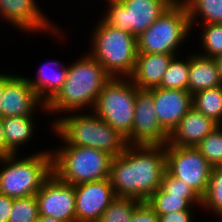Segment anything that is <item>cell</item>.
I'll use <instances>...</instances> for the list:
<instances>
[{
	"label": "cell",
	"instance_id": "cell-34",
	"mask_svg": "<svg viewBox=\"0 0 222 222\" xmlns=\"http://www.w3.org/2000/svg\"><path fill=\"white\" fill-rule=\"evenodd\" d=\"M14 198L6 196L0 193V222H8L11 212Z\"/></svg>",
	"mask_w": 222,
	"mask_h": 222
},
{
	"label": "cell",
	"instance_id": "cell-19",
	"mask_svg": "<svg viewBox=\"0 0 222 222\" xmlns=\"http://www.w3.org/2000/svg\"><path fill=\"white\" fill-rule=\"evenodd\" d=\"M56 66H60L61 69ZM67 72L68 66L66 64L64 65L60 61H48L38 69L35 79L33 77L32 79L27 77V79L38 98L46 105L63 87Z\"/></svg>",
	"mask_w": 222,
	"mask_h": 222
},
{
	"label": "cell",
	"instance_id": "cell-14",
	"mask_svg": "<svg viewBox=\"0 0 222 222\" xmlns=\"http://www.w3.org/2000/svg\"><path fill=\"white\" fill-rule=\"evenodd\" d=\"M37 107L46 111L45 104L29 85L27 77L4 72V92L0 106V117L34 115Z\"/></svg>",
	"mask_w": 222,
	"mask_h": 222
},
{
	"label": "cell",
	"instance_id": "cell-7",
	"mask_svg": "<svg viewBox=\"0 0 222 222\" xmlns=\"http://www.w3.org/2000/svg\"><path fill=\"white\" fill-rule=\"evenodd\" d=\"M186 6L176 0L141 35L137 37V53L175 54L191 35ZM177 52V53H176Z\"/></svg>",
	"mask_w": 222,
	"mask_h": 222
},
{
	"label": "cell",
	"instance_id": "cell-2",
	"mask_svg": "<svg viewBox=\"0 0 222 222\" xmlns=\"http://www.w3.org/2000/svg\"><path fill=\"white\" fill-rule=\"evenodd\" d=\"M85 55L68 66L63 87L45 105L49 114L92 110L99 93L112 78L89 53Z\"/></svg>",
	"mask_w": 222,
	"mask_h": 222
},
{
	"label": "cell",
	"instance_id": "cell-20",
	"mask_svg": "<svg viewBox=\"0 0 222 222\" xmlns=\"http://www.w3.org/2000/svg\"><path fill=\"white\" fill-rule=\"evenodd\" d=\"M222 85L220 74L214 58L198 53L189 55V79L187 90L194 93Z\"/></svg>",
	"mask_w": 222,
	"mask_h": 222
},
{
	"label": "cell",
	"instance_id": "cell-17",
	"mask_svg": "<svg viewBox=\"0 0 222 222\" xmlns=\"http://www.w3.org/2000/svg\"><path fill=\"white\" fill-rule=\"evenodd\" d=\"M219 124L193 106L169 134L168 144L196 147Z\"/></svg>",
	"mask_w": 222,
	"mask_h": 222
},
{
	"label": "cell",
	"instance_id": "cell-9",
	"mask_svg": "<svg viewBox=\"0 0 222 222\" xmlns=\"http://www.w3.org/2000/svg\"><path fill=\"white\" fill-rule=\"evenodd\" d=\"M101 17L108 25L134 35L145 32L176 0H105Z\"/></svg>",
	"mask_w": 222,
	"mask_h": 222
},
{
	"label": "cell",
	"instance_id": "cell-5",
	"mask_svg": "<svg viewBox=\"0 0 222 222\" xmlns=\"http://www.w3.org/2000/svg\"><path fill=\"white\" fill-rule=\"evenodd\" d=\"M98 21L92 31L88 53L111 77L129 78L136 65L137 38L108 25L102 18Z\"/></svg>",
	"mask_w": 222,
	"mask_h": 222
},
{
	"label": "cell",
	"instance_id": "cell-3",
	"mask_svg": "<svg viewBox=\"0 0 222 222\" xmlns=\"http://www.w3.org/2000/svg\"><path fill=\"white\" fill-rule=\"evenodd\" d=\"M71 113L73 115H71ZM69 112L65 117L56 118L51 125L55 136L60 137L67 145L91 147L104 151L115 157L121 154L126 146V138L98 117L93 111L74 114Z\"/></svg>",
	"mask_w": 222,
	"mask_h": 222
},
{
	"label": "cell",
	"instance_id": "cell-35",
	"mask_svg": "<svg viewBox=\"0 0 222 222\" xmlns=\"http://www.w3.org/2000/svg\"><path fill=\"white\" fill-rule=\"evenodd\" d=\"M7 156V145L4 137L2 117H0V157Z\"/></svg>",
	"mask_w": 222,
	"mask_h": 222
},
{
	"label": "cell",
	"instance_id": "cell-13",
	"mask_svg": "<svg viewBox=\"0 0 222 222\" xmlns=\"http://www.w3.org/2000/svg\"><path fill=\"white\" fill-rule=\"evenodd\" d=\"M35 196L38 201L39 215L63 222H76L74 185L60 180L52 173Z\"/></svg>",
	"mask_w": 222,
	"mask_h": 222
},
{
	"label": "cell",
	"instance_id": "cell-23",
	"mask_svg": "<svg viewBox=\"0 0 222 222\" xmlns=\"http://www.w3.org/2000/svg\"><path fill=\"white\" fill-rule=\"evenodd\" d=\"M192 106L206 117L222 125V85L194 93Z\"/></svg>",
	"mask_w": 222,
	"mask_h": 222
},
{
	"label": "cell",
	"instance_id": "cell-18",
	"mask_svg": "<svg viewBox=\"0 0 222 222\" xmlns=\"http://www.w3.org/2000/svg\"><path fill=\"white\" fill-rule=\"evenodd\" d=\"M175 54L137 53L136 65L129 77L139 89H152L160 86Z\"/></svg>",
	"mask_w": 222,
	"mask_h": 222
},
{
	"label": "cell",
	"instance_id": "cell-36",
	"mask_svg": "<svg viewBox=\"0 0 222 222\" xmlns=\"http://www.w3.org/2000/svg\"><path fill=\"white\" fill-rule=\"evenodd\" d=\"M36 222H63L59 219H54L52 217L39 215Z\"/></svg>",
	"mask_w": 222,
	"mask_h": 222
},
{
	"label": "cell",
	"instance_id": "cell-12",
	"mask_svg": "<svg viewBox=\"0 0 222 222\" xmlns=\"http://www.w3.org/2000/svg\"><path fill=\"white\" fill-rule=\"evenodd\" d=\"M37 3V0H0V19L21 32H50L64 40V32L51 23Z\"/></svg>",
	"mask_w": 222,
	"mask_h": 222
},
{
	"label": "cell",
	"instance_id": "cell-8",
	"mask_svg": "<svg viewBox=\"0 0 222 222\" xmlns=\"http://www.w3.org/2000/svg\"><path fill=\"white\" fill-rule=\"evenodd\" d=\"M138 89L130 78L112 77L99 93L92 111L127 138L134 124Z\"/></svg>",
	"mask_w": 222,
	"mask_h": 222
},
{
	"label": "cell",
	"instance_id": "cell-1",
	"mask_svg": "<svg viewBox=\"0 0 222 222\" xmlns=\"http://www.w3.org/2000/svg\"><path fill=\"white\" fill-rule=\"evenodd\" d=\"M165 170V145L127 144L112 158L109 179L116 196L146 202L161 186Z\"/></svg>",
	"mask_w": 222,
	"mask_h": 222
},
{
	"label": "cell",
	"instance_id": "cell-15",
	"mask_svg": "<svg viewBox=\"0 0 222 222\" xmlns=\"http://www.w3.org/2000/svg\"><path fill=\"white\" fill-rule=\"evenodd\" d=\"M74 191L76 222H99L116 197L109 178L76 184Z\"/></svg>",
	"mask_w": 222,
	"mask_h": 222
},
{
	"label": "cell",
	"instance_id": "cell-11",
	"mask_svg": "<svg viewBox=\"0 0 222 222\" xmlns=\"http://www.w3.org/2000/svg\"><path fill=\"white\" fill-rule=\"evenodd\" d=\"M153 92L138 89L136 92L134 124L126 138L130 145H165L169 133L161 126L154 107Z\"/></svg>",
	"mask_w": 222,
	"mask_h": 222
},
{
	"label": "cell",
	"instance_id": "cell-6",
	"mask_svg": "<svg viewBox=\"0 0 222 222\" xmlns=\"http://www.w3.org/2000/svg\"><path fill=\"white\" fill-rule=\"evenodd\" d=\"M51 150L52 171L62 181L71 185L107 179L110 176L112 156L91 147L70 146L64 141Z\"/></svg>",
	"mask_w": 222,
	"mask_h": 222
},
{
	"label": "cell",
	"instance_id": "cell-27",
	"mask_svg": "<svg viewBox=\"0 0 222 222\" xmlns=\"http://www.w3.org/2000/svg\"><path fill=\"white\" fill-rule=\"evenodd\" d=\"M201 206L217 217L222 213V167L212 168L207 191L201 198Z\"/></svg>",
	"mask_w": 222,
	"mask_h": 222
},
{
	"label": "cell",
	"instance_id": "cell-25",
	"mask_svg": "<svg viewBox=\"0 0 222 222\" xmlns=\"http://www.w3.org/2000/svg\"><path fill=\"white\" fill-rule=\"evenodd\" d=\"M176 55L163 75L159 88L187 90L189 79V56L180 60ZM179 59V60H178Z\"/></svg>",
	"mask_w": 222,
	"mask_h": 222
},
{
	"label": "cell",
	"instance_id": "cell-21",
	"mask_svg": "<svg viewBox=\"0 0 222 222\" xmlns=\"http://www.w3.org/2000/svg\"><path fill=\"white\" fill-rule=\"evenodd\" d=\"M34 115L13 116L2 118L4 137L7 145V155L19 153L20 147L28 143L36 128ZM35 120V121H34Z\"/></svg>",
	"mask_w": 222,
	"mask_h": 222
},
{
	"label": "cell",
	"instance_id": "cell-28",
	"mask_svg": "<svg viewBox=\"0 0 222 222\" xmlns=\"http://www.w3.org/2000/svg\"><path fill=\"white\" fill-rule=\"evenodd\" d=\"M203 26V27H201ZM200 36L201 47L204 52L198 53L208 58H215L222 54V23L202 24Z\"/></svg>",
	"mask_w": 222,
	"mask_h": 222
},
{
	"label": "cell",
	"instance_id": "cell-38",
	"mask_svg": "<svg viewBox=\"0 0 222 222\" xmlns=\"http://www.w3.org/2000/svg\"><path fill=\"white\" fill-rule=\"evenodd\" d=\"M3 92H4V73L0 72V106H1Z\"/></svg>",
	"mask_w": 222,
	"mask_h": 222
},
{
	"label": "cell",
	"instance_id": "cell-24",
	"mask_svg": "<svg viewBox=\"0 0 222 222\" xmlns=\"http://www.w3.org/2000/svg\"><path fill=\"white\" fill-rule=\"evenodd\" d=\"M146 203L157 215L173 213L181 210H193L194 205L182 195H169L160 187L148 198Z\"/></svg>",
	"mask_w": 222,
	"mask_h": 222
},
{
	"label": "cell",
	"instance_id": "cell-16",
	"mask_svg": "<svg viewBox=\"0 0 222 222\" xmlns=\"http://www.w3.org/2000/svg\"><path fill=\"white\" fill-rule=\"evenodd\" d=\"M156 116L170 134L192 107V94L188 90L152 88Z\"/></svg>",
	"mask_w": 222,
	"mask_h": 222
},
{
	"label": "cell",
	"instance_id": "cell-32",
	"mask_svg": "<svg viewBox=\"0 0 222 222\" xmlns=\"http://www.w3.org/2000/svg\"><path fill=\"white\" fill-rule=\"evenodd\" d=\"M129 222H159V216L146 202H141L135 208Z\"/></svg>",
	"mask_w": 222,
	"mask_h": 222
},
{
	"label": "cell",
	"instance_id": "cell-31",
	"mask_svg": "<svg viewBox=\"0 0 222 222\" xmlns=\"http://www.w3.org/2000/svg\"><path fill=\"white\" fill-rule=\"evenodd\" d=\"M160 188L169 195H182L188 199L194 206L201 207V197L183 180L178 179L166 170L161 178Z\"/></svg>",
	"mask_w": 222,
	"mask_h": 222
},
{
	"label": "cell",
	"instance_id": "cell-29",
	"mask_svg": "<svg viewBox=\"0 0 222 222\" xmlns=\"http://www.w3.org/2000/svg\"><path fill=\"white\" fill-rule=\"evenodd\" d=\"M196 148L212 167H222V125L210 132Z\"/></svg>",
	"mask_w": 222,
	"mask_h": 222
},
{
	"label": "cell",
	"instance_id": "cell-33",
	"mask_svg": "<svg viewBox=\"0 0 222 222\" xmlns=\"http://www.w3.org/2000/svg\"><path fill=\"white\" fill-rule=\"evenodd\" d=\"M159 222H193L192 210H181L173 213L158 215Z\"/></svg>",
	"mask_w": 222,
	"mask_h": 222
},
{
	"label": "cell",
	"instance_id": "cell-37",
	"mask_svg": "<svg viewBox=\"0 0 222 222\" xmlns=\"http://www.w3.org/2000/svg\"><path fill=\"white\" fill-rule=\"evenodd\" d=\"M222 81V54L214 58Z\"/></svg>",
	"mask_w": 222,
	"mask_h": 222
},
{
	"label": "cell",
	"instance_id": "cell-10",
	"mask_svg": "<svg viewBox=\"0 0 222 222\" xmlns=\"http://www.w3.org/2000/svg\"><path fill=\"white\" fill-rule=\"evenodd\" d=\"M165 168L169 174L187 183L201 198L205 195L213 167L196 147L166 143Z\"/></svg>",
	"mask_w": 222,
	"mask_h": 222
},
{
	"label": "cell",
	"instance_id": "cell-39",
	"mask_svg": "<svg viewBox=\"0 0 222 222\" xmlns=\"http://www.w3.org/2000/svg\"><path fill=\"white\" fill-rule=\"evenodd\" d=\"M218 220L222 222V213L218 216Z\"/></svg>",
	"mask_w": 222,
	"mask_h": 222
},
{
	"label": "cell",
	"instance_id": "cell-30",
	"mask_svg": "<svg viewBox=\"0 0 222 222\" xmlns=\"http://www.w3.org/2000/svg\"><path fill=\"white\" fill-rule=\"evenodd\" d=\"M38 216V201L35 195H31L14 199L8 222H36Z\"/></svg>",
	"mask_w": 222,
	"mask_h": 222
},
{
	"label": "cell",
	"instance_id": "cell-26",
	"mask_svg": "<svg viewBox=\"0 0 222 222\" xmlns=\"http://www.w3.org/2000/svg\"><path fill=\"white\" fill-rule=\"evenodd\" d=\"M140 203L141 201L132 197L116 196L103 212L99 222H129Z\"/></svg>",
	"mask_w": 222,
	"mask_h": 222
},
{
	"label": "cell",
	"instance_id": "cell-22",
	"mask_svg": "<svg viewBox=\"0 0 222 222\" xmlns=\"http://www.w3.org/2000/svg\"><path fill=\"white\" fill-rule=\"evenodd\" d=\"M181 1L186 6L191 30H193L194 25L198 24V21H202L203 24L222 23V0Z\"/></svg>",
	"mask_w": 222,
	"mask_h": 222
},
{
	"label": "cell",
	"instance_id": "cell-4",
	"mask_svg": "<svg viewBox=\"0 0 222 222\" xmlns=\"http://www.w3.org/2000/svg\"><path fill=\"white\" fill-rule=\"evenodd\" d=\"M18 156L0 157V193L14 199L35 195L53 173L50 150Z\"/></svg>",
	"mask_w": 222,
	"mask_h": 222
}]
</instances>
